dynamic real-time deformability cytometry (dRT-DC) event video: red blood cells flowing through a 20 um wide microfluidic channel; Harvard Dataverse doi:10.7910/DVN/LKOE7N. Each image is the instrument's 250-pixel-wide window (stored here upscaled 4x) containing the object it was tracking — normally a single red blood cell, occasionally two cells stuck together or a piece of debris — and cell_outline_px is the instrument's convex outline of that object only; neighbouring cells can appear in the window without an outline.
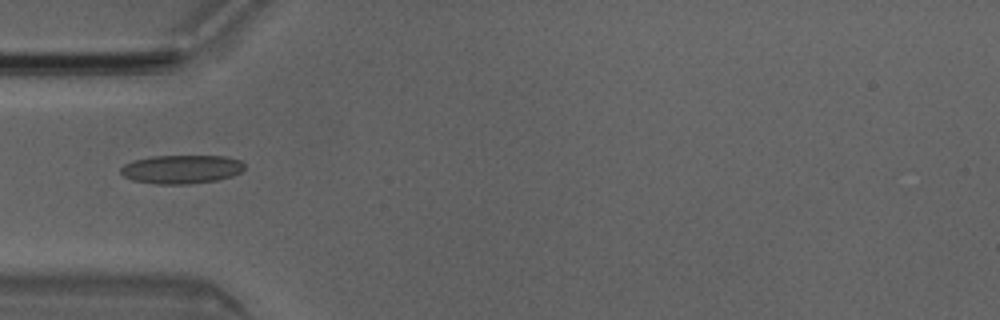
{"species": "Egyptian fruit bat (a non-hibernating species)", "species_latin": "Rousettus aegyptiacus", "temperature_condition": "room temperature", "stored_images_in_passage": 5, "camera_frame_rate_fps": 3000, "um_per_image_px": 0.085, "animal": {"sex": "male"}, "frame": {"image": 1, "passage_image": 5, "time_ms": 1.333, "image_size_px": [1000, 320], "cell_outline_px": [[244, 168], [240, 172], [232, 176], [216, 180], [188, 184], [156, 184], [132, 180], [124, 176], [120, 172], [120, 168], [124, 164], [132, 160], [148, 156], [224, 156], [240, 160], [244, 164]], "centroid_in_image_um": [15.39, 14.38], "position_along_channel_um": 69.6, "area_um2": 20.75}}